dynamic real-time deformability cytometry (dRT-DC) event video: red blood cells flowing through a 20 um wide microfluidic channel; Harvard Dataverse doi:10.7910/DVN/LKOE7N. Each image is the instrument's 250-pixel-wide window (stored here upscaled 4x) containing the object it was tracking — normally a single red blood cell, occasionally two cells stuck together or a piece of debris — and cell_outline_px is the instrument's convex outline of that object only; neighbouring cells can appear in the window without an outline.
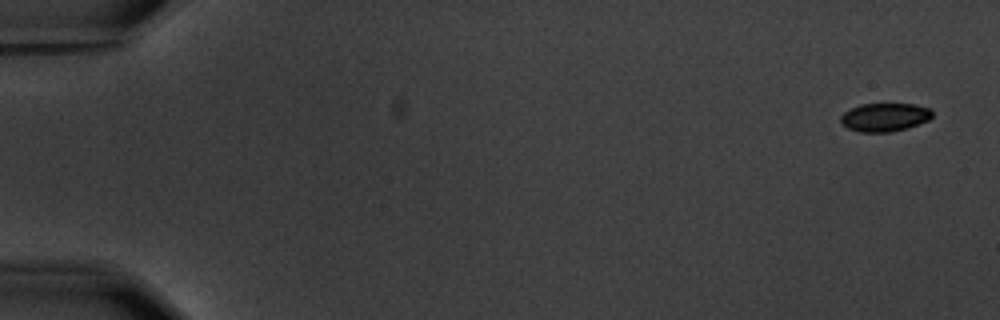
{"species": "common noctule bat (a hibernating species)", "species_latin": "Nyctalus noctula", "temperature_condition": "warm", "stored_images_in_passage": 3, "camera_frame_rate_fps": 3000, "um_per_image_px": 0.085, "animal": {"sex": "male", "body_mass_g": 20.1, "forearm_length_mm": 53.5}, "frame": {"image": 1, "passage_image": 1, "time_ms": 0.0, "image_size_px": [1000, 320], "cell_outline_px": [[932, 116], [928, 120], [904, 128], [888, 132], [860, 132], [848, 128], [840, 120], [840, 116], [844, 112], [860, 104], [916, 104], [932, 108]], "centroid_in_image_um": [75.2, 9.94], "position_along_channel_um": 9.8, "area_um2": 14.97}}